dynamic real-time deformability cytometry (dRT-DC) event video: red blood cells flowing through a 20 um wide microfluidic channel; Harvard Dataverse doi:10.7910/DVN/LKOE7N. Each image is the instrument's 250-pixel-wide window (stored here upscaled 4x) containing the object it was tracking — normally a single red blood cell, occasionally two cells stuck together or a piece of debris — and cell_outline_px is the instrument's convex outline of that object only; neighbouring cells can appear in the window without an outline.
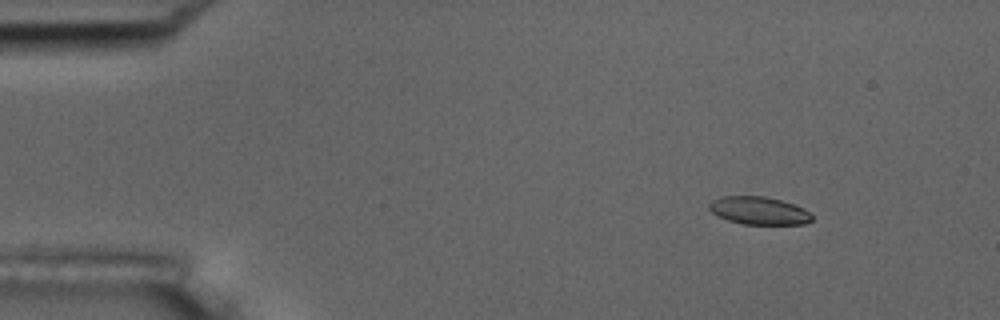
{"species": "common noctule bat (a hibernating species)", "species_latin": "Nyctalus noctula", "temperature_condition": "room temperature", "stored_images_in_passage": 5, "camera_frame_rate_fps": 3000, "um_per_image_px": 0.085, "animal": {"sex": "male", "body_mass_g": 17.5, "forearm_length_mm": 52.3}, "frame": {"image": 1, "passage_image": 3, "time_ms": 2.0, "image_size_px": [1000, 320], "cell_outline_px": [[812, 220], [804, 224], [744, 224], [728, 220], [716, 216], [708, 208], [708, 204], [712, 200], [720, 196], [764, 196], [780, 200], [804, 208], [812, 216]], "centroid_in_image_um": [64.46, 17.9], "position_along_channel_um": 20.5, "area_um2": 16.65}}